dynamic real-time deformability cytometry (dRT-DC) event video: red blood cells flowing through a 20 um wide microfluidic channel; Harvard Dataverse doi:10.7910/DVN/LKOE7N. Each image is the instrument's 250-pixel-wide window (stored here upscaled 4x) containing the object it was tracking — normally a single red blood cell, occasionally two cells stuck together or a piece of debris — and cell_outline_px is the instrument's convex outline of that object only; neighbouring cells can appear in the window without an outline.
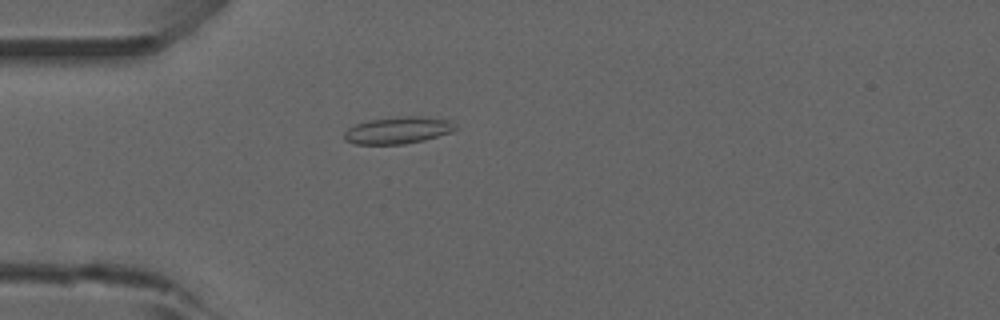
{"species": "common noctule bat (a hibernating species)", "species_latin": "Nyctalus noctula", "temperature_condition": "room temperature", "stored_images_in_passage": 52, "camera_frame_rate_fps": 3000, "um_per_image_px": 0.085, "animal": {"sex": "male", "forearm_length_mm": 52.5}, "frame": {"image": 1, "passage_image": 15, "time_ms": 4.667, "image_size_px": [1000, 320], "cell_outline_px": [[460, 128], [452, 132], [424, 140], [404, 144], [356, 144], [344, 140], [344, 132], [348, 128], [356, 124], [372, 120], [404, 116], [416, 116], [452, 120]], "centroid_in_image_um": [33.89, 11.08], "position_along_channel_um": 51.1, "area_um2": 17.46}}
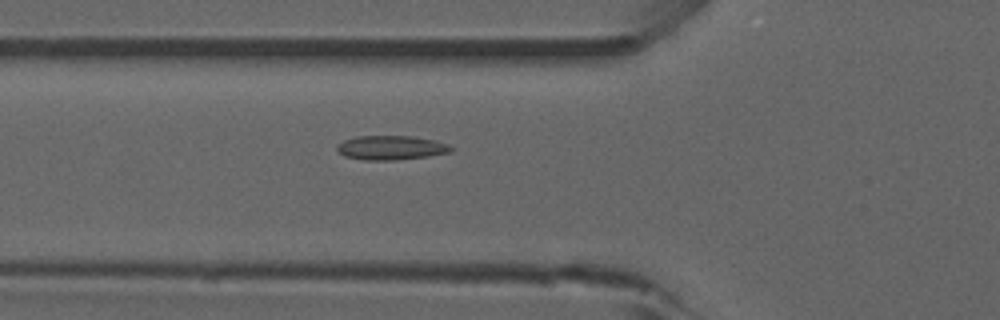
{"frame": {"image": 2, "passage_image": 19, "time_ms": 6.0, "image_size_px": [1000, 320], "cell_outline_px": [[456, 148], [452, 152], [428, 156], [396, 160], [364, 160], [344, 156], [336, 148], [336, 144], [344, 140], [356, 136], [412, 136], [432, 140], [448, 144]], "centroid_in_image_um": [33.25, 12.56], "position_along_channel_um": 92.6, "area_um2": 16.18}}
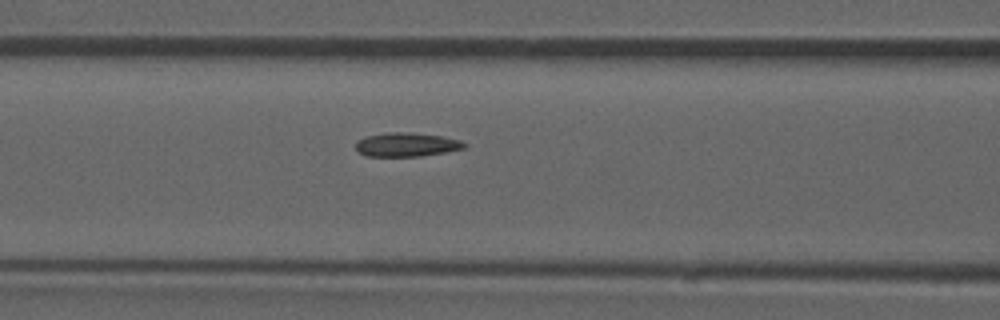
{"frame": {"image": 3, "passage_image": 22, "time_ms": 7.0, "image_size_px": [1000, 320], "cell_outline_px": [[468, 148], [420, 156], [368, 156], [360, 152], [356, 148], [356, 140], [368, 136], [388, 132], [404, 132], [440, 136], [460, 140], [468, 144]], "centroid_in_image_um": [34.59, 12.29], "position_along_channel_um": 132.0, "area_um2": 14.97}, "authors_computed_cell_mechanics": {"area_um2": 15.0569, "velocity_mm_per_s": 3.9251, "shape_relaxation_time_tau1_ms": null, "shape_relaxation_time_tau2_ms": 5.1897, "deformation_change_tau1": null, "deformation_change_tau2": 0.0848}}